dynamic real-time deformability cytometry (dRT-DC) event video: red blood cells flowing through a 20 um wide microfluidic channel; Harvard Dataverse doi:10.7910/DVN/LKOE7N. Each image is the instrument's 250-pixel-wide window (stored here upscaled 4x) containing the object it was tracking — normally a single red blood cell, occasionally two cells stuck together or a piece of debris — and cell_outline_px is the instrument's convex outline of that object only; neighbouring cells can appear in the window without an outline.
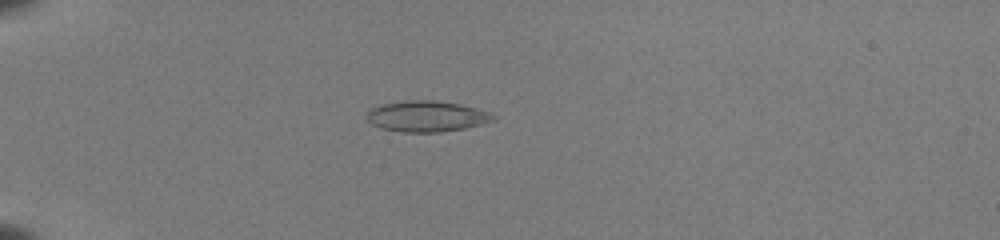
{"species": "common noctule bat (a hibernating species)", "species_latin": "Nyctalus noctula", "temperature_condition": "room temperature", "stored_images_in_passage": 40, "camera_frame_rate_fps": 3000, "um_per_image_px": 0.085, "animal": {"sex": "female", "body_mass_g": 22.0, "forearm_length_mm": 56.7}, "frame": {"image": 1, "passage_image": 4, "time_ms": 1.0, "image_size_px": [1000, 240], "cell_outline_px": [[496, 120], [464, 128], [440, 132], [400, 132], [380, 128], [372, 124], [368, 120], [368, 112], [372, 108], [380, 104], [408, 100], [432, 100], [460, 104], [492, 112], [496, 116]], "centroid_in_image_um": [36.29, 9.88], "position_along_channel_um": 48.7, "area_um2": 22.77}}
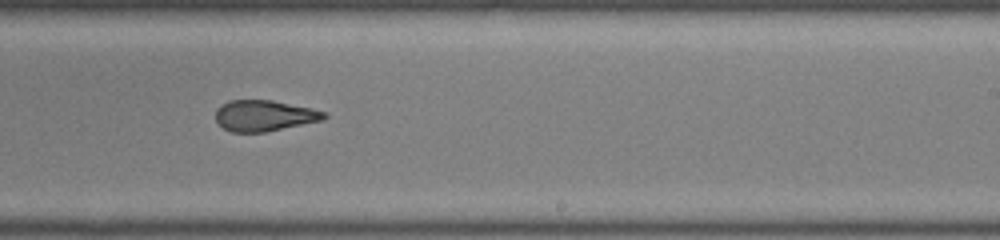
{"frame": {"image": 2, "passage_image": 23, "time_ms": 7.333, "image_size_px": [1000, 240], "cell_outline_px": [[328, 116], [324, 120], [264, 132], [232, 132], [224, 128], [216, 120], [216, 108], [220, 104], [228, 100], [272, 100], [312, 108], [328, 112]], "centroid_in_image_um": [22.48, 9.82], "position_along_channel_um": 266.5, "area_um2": 19.71}}
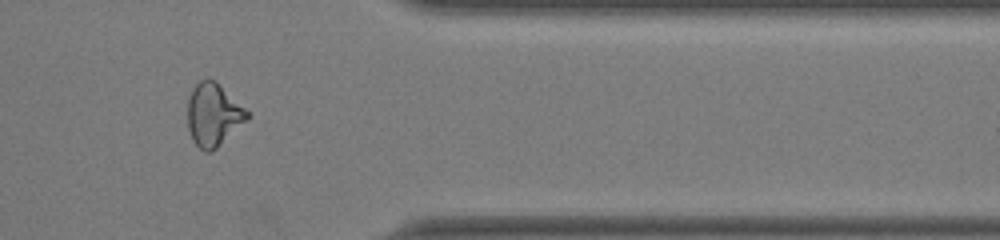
{"frame": {"image": 3, "passage_image": 33, "time_ms": 10.667, "image_size_px": [1000, 240], "cell_outline_px": [[248, 120], [212, 152], [204, 152], [192, 140], [188, 128], [188, 100], [192, 88], [200, 80], [208, 76], [244, 108], [248, 112]], "centroid_in_image_um": [18.1, 9.78], "position_along_channel_um": 393.3, "area_um2": 21.5}, "authors_computed_cell_mechanics": {"area_um2": 21.5016, "velocity_mm_per_s": 4.0166, "shape_relaxation_time_tau1_ms": null, "shape_relaxation_time_tau2_ms": 1.5426, "deformation_change_tau1": null, "deformation_change_tau2": 0.0887}}